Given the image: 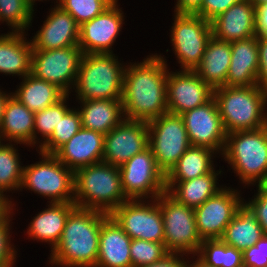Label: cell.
Segmentation results:
<instances>
[{"instance_id": "1", "label": "cell", "mask_w": 267, "mask_h": 267, "mask_svg": "<svg viewBox=\"0 0 267 267\" xmlns=\"http://www.w3.org/2000/svg\"><path fill=\"white\" fill-rule=\"evenodd\" d=\"M166 56L149 54L141 62H128L123 75L121 103L128 120L151 121L168 112Z\"/></svg>"}, {"instance_id": "53", "label": "cell", "mask_w": 267, "mask_h": 267, "mask_svg": "<svg viewBox=\"0 0 267 267\" xmlns=\"http://www.w3.org/2000/svg\"><path fill=\"white\" fill-rule=\"evenodd\" d=\"M255 7L262 6L264 4H267V0H250Z\"/></svg>"}, {"instance_id": "23", "label": "cell", "mask_w": 267, "mask_h": 267, "mask_svg": "<svg viewBox=\"0 0 267 267\" xmlns=\"http://www.w3.org/2000/svg\"><path fill=\"white\" fill-rule=\"evenodd\" d=\"M231 43V63L226 86L249 87L257 85L259 67L257 35Z\"/></svg>"}, {"instance_id": "14", "label": "cell", "mask_w": 267, "mask_h": 267, "mask_svg": "<svg viewBox=\"0 0 267 267\" xmlns=\"http://www.w3.org/2000/svg\"><path fill=\"white\" fill-rule=\"evenodd\" d=\"M237 189V190H236ZM224 186L203 204L194 208L199 236L204 239H220L225 228L244 204L238 188Z\"/></svg>"}, {"instance_id": "49", "label": "cell", "mask_w": 267, "mask_h": 267, "mask_svg": "<svg viewBox=\"0 0 267 267\" xmlns=\"http://www.w3.org/2000/svg\"><path fill=\"white\" fill-rule=\"evenodd\" d=\"M11 95H12V93L10 91L8 93V92L2 90V88H0V126H1V123H2V118H3L5 104L7 102V99Z\"/></svg>"}, {"instance_id": "32", "label": "cell", "mask_w": 267, "mask_h": 267, "mask_svg": "<svg viewBox=\"0 0 267 267\" xmlns=\"http://www.w3.org/2000/svg\"><path fill=\"white\" fill-rule=\"evenodd\" d=\"M264 235L262 227L255 216L243 204L225 228L224 234L220 239L227 245L244 251L255 245Z\"/></svg>"}, {"instance_id": "51", "label": "cell", "mask_w": 267, "mask_h": 267, "mask_svg": "<svg viewBox=\"0 0 267 267\" xmlns=\"http://www.w3.org/2000/svg\"><path fill=\"white\" fill-rule=\"evenodd\" d=\"M12 199H9L3 192L0 191V204H13V210L16 211V203H14L15 201H12Z\"/></svg>"}, {"instance_id": "10", "label": "cell", "mask_w": 267, "mask_h": 267, "mask_svg": "<svg viewBox=\"0 0 267 267\" xmlns=\"http://www.w3.org/2000/svg\"><path fill=\"white\" fill-rule=\"evenodd\" d=\"M147 123L148 147L166 175L191 146L183 119L180 115L167 112Z\"/></svg>"}, {"instance_id": "47", "label": "cell", "mask_w": 267, "mask_h": 267, "mask_svg": "<svg viewBox=\"0 0 267 267\" xmlns=\"http://www.w3.org/2000/svg\"><path fill=\"white\" fill-rule=\"evenodd\" d=\"M203 0H176L174 13H194Z\"/></svg>"}, {"instance_id": "25", "label": "cell", "mask_w": 267, "mask_h": 267, "mask_svg": "<svg viewBox=\"0 0 267 267\" xmlns=\"http://www.w3.org/2000/svg\"><path fill=\"white\" fill-rule=\"evenodd\" d=\"M28 32L0 34V73L17 76L19 80L30 74L33 47Z\"/></svg>"}, {"instance_id": "4", "label": "cell", "mask_w": 267, "mask_h": 267, "mask_svg": "<svg viewBox=\"0 0 267 267\" xmlns=\"http://www.w3.org/2000/svg\"><path fill=\"white\" fill-rule=\"evenodd\" d=\"M127 200L119 167L100 162L74 172V203L78 208L110 215Z\"/></svg>"}, {"instance_id": "52", "label": "cell", "mask_w": 267, "mask_h": 267, "mask_svg": "<svg viewBox=\"0 0 267 267\" xmlns=\"http://www.w3.org/2000/svg\"><path fill=\"white\" fill-rule=\"evenodd\" d=\"M37 1H39V2L42 1V2H43L44 0H27V2H28L34 9H35L34 5H36V2H37ZM45 1H51V0H45ZM53 1H54V0H53ZM55 1H56V2H55ZM55 1H54V4H55V5H58V4L61 2V0H55ZM58 1H59V2H58Z\"/></svg>"}, {"instance_id": "2", "label": "cell", "mask_w": 267, "mask_h": 267, "mask_svg": "<svg viewBox=\"0 0 267 267\" xmlns=\"http://www.w3.org/2000/svg\"><path fill=\"white\" fill-rule=\"evenodd\" d=\"M108 216L76 207L66 220L59 243L49 254L50 267H95L101 225Z\"/></svg>"}, {"instance_id": "46", "label": "cell", "mask_w": 267, "mask_h": 267, "mask_svg": "<svg viewBox=\"0 0 267 267\" xmlns=\"http://www.w3.org/2000/svg\"><path fill=\"white\" fill-rule=\"evenodd\" d=\"M257 35L267 38V4L256 7Z\"/></svg>"}, {"instance_id": "50", "label": "cell", "mask_w": 267, "mask_h": 267, "mask_svg": "<svg viewBox=\"0 0 267 267\" xmlns=\"http://www.w3.org/2000/svg\"><path fill=\"white\" fill-rule=\"evenodd\" d=\"M190 258L188 257V260H187L185 267H210V266L206 265L204 262H202L198 257L196 258L195 255L190 256Z\"/></svg>"}, {"instance_id": "6", "label": "cell", "mask_w": 267, "mask_h": 267, "mask_svg": "<svg viewBox=\"0 0 267 267\" xmlns=\"http://www.w3.org/2000/svg\"><path fill=\"white\" fill-rule=\"evenodd\" d=\"M214 98L226 134L267 126V92L259 86L217 87Z\"/></svg>"}, {"instance_id": "26", "label": "cell", "mask_w": 267, "mask_h": 267, "mask_svg": "<svg viewBox=\"0 0 267 267\" xmlns=\"http://www.w3.org/2000/svg\"><path fill=\"white\" fill-rule=\"evenodd\" d=\"M34 117L35 113L11 95L5 104L0 126L1 141L33 149Z\"/></svg>"}, {"instance_id": "17", "label": "cell", "mask_w": 267, "mask_h": 267, "mask_svg": "<svg viewBox=\"0 0 267 267\" xmlns=\"http://www.w3.org/2000/svg\"><path fill=\"white\" fill-rule=\"evenodd\" d=\"M148 144V123L124 119L104 135L102 162L120 167L148 148Z\"/></svg>"}, {"instance_id": "18", "label": "cell", "mask_w": 267, "mask_h": 267, "mask_svg": "<svg viewBox=\"0 0 267 267\" xmlns=\"http://www.w3.org/2000/svg\"><path fill=\"white\" fill-rule=\"evenodd\" d=\"M166 95L168 113L181 115L210 101L214 89L195 71L176 70L168 71Z\"/></svg>"}, {"instance_id": "28", "label": "cell", "mask_w": 267, "mask_h": 267, "mask_svg": "<svg viewBox=\"0 0 267 267\" xmlns=\"http://www.w3.org/2000/svg\"><path fill=\"white\" fill-rule=\"evenodd\" d=\"M78 104L82 128L87 130L106 135L125 119L121 100H84Z\"/></svg>"}, {"instance_id": "42", "label": "cell", "mask_w": 267, "mask_h": 267, "mask_svg": "<svg viewBox=\"0 0 267 267\" xmlns=\"http://www.w3.org/2000/svg\"><path fill=\"white\" fill-rule=\"evenodd\" d=\"M243 267H267V234L243 251Z\"/></svg>"}, {"instance_id": "30", "label": "cell", "mask_w": 267, "mask_h": 267, "mask_svg": "<svg viewBox=\"0 0 267 267\" xmlns=\"http://www.w3.org/2000/svg\"><path fill=\"white\" fill-rule=\"evenodd\" d=\"M21 80L16 90L11 92L12 96L33 113L56 104L67 95L57 85L38 79L31 74Z\"/></svg>"}, {"instance_id": "39", "label": "cell", "mask_w": 267, "mask_h": 267, "mask_svg": "<svg viewBox=\"0 0 267 267\" xmlns=\"http://www.w3.org/2000/svg\"><path fill=\"white\" fill-rule=\"evenodd\" d=\"M169 252L164 243L131 239L130 258L132 267H141L162 260Z\"/></svg>"}, {"instance_id": "11", "label": "cell", "mask_w": 267, "mask_h": 267, "mask_svg": "<svg viewBox=\"0 0 267 267\" xmlns=\"http://www.w3.org/2000/svg\"><path fill=\"white\" fill-rule=\"evenodd\" d=\"M122 189L129 200L156 199L166 192V175L148 147L119 167Z\"/></svg>"}, {"instance_id": "12", "label": "cell", "mask_w": 267, "mask_h": 267, "mask_svg": "<svg viewBox=\"0 0 267 267\" xmlns=\"http://www.w3.org/2000/svg\"><path fill=\"white\" fill-rule=\"evenodd\" d=\"M110 216L131 239L164 243V224L158 197L127 200Z\"/></svg>"}, {"instance_id": "41", "label": "cell", "mask_w": 267, "mask_h": 267, "mask_svg": "<svg viewBox=\"0 0 267 267\" xmlns=\"http://www.w3.org/2000/svg\"><path fill=\"white\" fill-rule=\"evenodd\" d=\"M15 213L13 212L1 225H0V266L16 259L18 257V249L11 241L12 234V220ZM12 236V237H11ZM12 242V243H11ZM16 248V249H15Z\"/></svg>"}, {"instance_id": "20", "label": "cell", "mask_w": 267, "mask_h": 267, "mask_svg": "<svg viewBox=\"0 0 267 267\" xmlns=\"http://www.w3.org/2000/svg\"><path fill=\"white\" fill-rule=\"evenodd\" d=\"M212 36L233 42L257 35L256 7L250 0H242L211 22Z\"/></svg>"}, {"instance_id": "5", "label": "cell", "mask_w": 267, "mask_h": 267, "mask_svg": "<svg viewBox=\"0 0 267 267\" xmlns=\"http://www.w3.org/2000/svg\"><path fill=\"white\" fill-rule=\"evenodd\" d=\"M126 65L115 53L83 54L72 89L76 102L121 100Z\"/></svg>"}, {"instance_id": "31", "label": "cell", "mask_w": 267, "mask_h": 267, "mask_svg": "<svg viewBox=\"0 0 267 267\" xmlns=\"http://www.w3.org/2000/svg\"><path fill=\"white\" fill-rule=\"evenodd\" d=\"M217 155L210 148L190 146L166 174V181H188L210 173Z\"/></svg>"}, {"instance_id": "21", "label": "cell", "mask_w": 267, "mask_h": 267, "mask_svg": "<svg viewBox=\"0 0 267 267\" xmlns=\"http://www.w3.org/2000/svg\"><path fill=\"white\" fill-rule=\"evenodd\" d=\"M104 135L81 127L54 155L73 172L102 162Z\"/></svg>"}, {"instance_id": "36", "label": "cell", "mask_w": 267, "mask_h": 267, "mask_svg": "<svg viewBox=\"0 0 267 267\" xmlns=\"http://www.w3.org/2000/svg\"><path fill=\"white\" fill-rule=\"evenodd\" d=\"M34 11L27 0H0V23H5L10 32L27 33L34 21Z\"/></svg>"}, {"instance_id": "37", "label": "cell", "mask_w": 267, "mask_h": 267, "mask_svg": "<svg viewBox=\"0 0 267 267\" xmlns=\"http://www.w3.org/2000/svg\"><path fill=\"white\" fill-rule=\"evenodd\" d=\"M82 127L80 114L73 106L55 126L51 136L37 149V151L54 154L62 145L70 140Z\"/></svg>"}, {"instance_id": "35", "label": "cell", "mask_w": 267, "mask_h": 267, "mask_svg": "<svg viewBox=\"0 0 267 267\" xmlns=\"http://www.w3.org/2000/svg\"><path fill=\"white\" fill-rule=\"evenodd\" d=\"M69 96L71 97V95H66L56 104L35 113L33 148L36 147V151L51 136L60 118L72 108L68 102Z\"/></svg>"}, {"instance_id": "29", "label": "cell", "mask_w": 267, "mask_h": 267, "mask_svg": "<svg viewBox=\"0 0 267 267\" xmlns=\"http://www.w3.org/2000/svg\"><path fill=\"white\" fill-rule=\"evenodd\" d=\"M231 63V43L211 37L205 48L196 74L213 89L226 86Z\"/></svg>"}, {"instance_id": "7", "label": "cell", "mask_w": 267, "mask_h": 267, "mask_svg": "<svg viewBox=\"0 0 267 267\" xmlns=\"http://www.w3.org/2000/svg\"><path fill=\"white\" fill-rule=\"evenodd\" d=\"M41 157L30 165H23L19 191L29 190L46 197L47 203L74 202V172L61 163L54 154L37 151Z\"/></svg>"}, {"instance_id": "9", "label": "cell", "mask_w": 267, "mask_h": 267, "mask_svg": "<svg viewBox=\"0 0 267 267\" xmlns=\"http://www.w3.org/2000/svg\"><path fill=\"white\" fill-rule=\"evenodd\" d=\"M172 18L170 43L179 70L194 71L212 37L211 24L195 13H174Z\"/></svg>"}, {"instance_id": "19", "label": "cell", "mask_w": 267, "mask_h": 267, "mask_svg": "<svg viewBox=\"0 0 267 267\" xmlns=\"http://www.w3.org/2000/svg\"><path fill=\"white\" fill-rule=\"evenodd\" d=\"M49 10L40 29L31 37L33 50L78 46L80 25L59 5H54Z\"/></svg>"}, {"instance_id": "43", "label": "cell", "mask_w": 267, "mask_h": 267, "mask_svg": "<svg viewBox=\"0 0 267 267\" xmlns=\"http://www.w3.org/2000/svg\"><path fill=\"white\" fill-rule=\"evenodd\" d=\"M240 1L242 0H203L201 6L194 13L211 22Z\"/></svg>"}, {"instance_id": "27", "label": "cell", "mask_w": 267, "mask_h": 267, "mask_svg": "<svg viewBox=\"0 0 267 267\" xmlns=\"http://www.w3.org/2000/svg\"><path fill=\"white\" fill-rule=\"evenodd\" d=\"M223 173L222 169L215 168L206 175L188 181H166V192L179 203L194 209L224 187L218 182L219 175Z\"/></svg>"}, {"instance_id": "44", "label": "cell", "mask_w": 267, "mask_h": 267, "mask_svg": "<svg viewBox=\"0 0 267 267\" xmlns=\"http://www.w3.org/2000/svg\"><path fill=\"white\" fill-rule=\"evenodd\" d=\"M259 67L257 86L267 92V38L257 35Z\"/></svg>"}, {"instance_id": "38", "label": "cell", "mask_w": 267, "mask_h": 267, "mask_svg": "<svg viewBox=\"0 0 267 267\" xmlns=\"http://www.w3.org/2000/svg\"><path fill=\"white\" fill-rule=\"evenodd\" d=\"M115 0H61L58 4L81 26L101 14Z\"/></svg>"}, {"instance_id": "48", "label": "cell", "mask_w": 267, "mask_h": 267, "mask_svg": "<svg viewBox=\"0 0 267 267\" xmlns=\"http://www.w3.org/2000/svg\"><path fill=\"white\" fill-rule=\"evenodd\" d=\"M13 204H0V225L13 213Z\"/></svg>"}, {"instance_id": "13", "label": "cell", "mask_w": 267, "mask_h": 267, "mask_svg": "<svg viewBox=\"0 0 267 267\" xmlns=\"http://www.w3.org/2000/svg\"><path fill=\"white\" fill-rule=\"evenodd\" d=\"M82 55L79 46L52 50H33L30 74L57 85L67 95H70Z\"/></svg>"}, {"instance_id": "8", "label": "cell", "mask_w": 267, "mask_h": 267, "mask_svg": "<svg viewBox=\"0 0 267 267\" xmlns=\"http://www.w3.org/2000/svg\"><path fill=\"white\" fill-rule=\"evenodd\" d=\"M164 224V244L169 253L196 256L202 239L198 234L194 209L179 203L167 192L158 196Z\"/></svg>"}, {"instance_id": "45", "label": "cell", "mask_w": 267, "mask_h": 267, "mask_svg": "<svg viewBox=\"0 0 267 267\" xmlns=\"http://www.w3.org/2000/svg\"><path fill=\"white\" fill-rule=\"evenodd\" d=\"M188 257L183 253H169L162 260L141 267H185Z\"/></svg>"}, {"instance_id": "40", "label": "cell", "mask_w": 267, "mask_h": 267, "mask_svg": "<svg viewBox=\"0 0 267 267\" xmlns=\"http://www.w3.org/2000/svg\"><path fill=\"white\" fill-rule=\"evenodd\" d=\"M256 189L257 193L249 201L244 198V205L255 216L264 234H267V185L257 186Z\"/></svg>"}, {"instance_id": "33", "label": "cell", "mask_w": 267, "mask_h": 267, "mask_svg": "<svg viewBox=\"0 0 267 267\" xmlns=\"http://www.w3.org/2000/svg\"><path fill=\"white\" fill-rule=\"evenodd\" d=\"M16 145L18 147V143L0 142V191L9 199L10 191L19 192L22 183L23 163Z\"/></svg>"}, {"instance_id": "15", "label": "cell", "mask_w": 267, "mask_h": 267, "mask_svg": "<svg viewBox=\"0 0 267 267\" xmlns=\"http://www.w3.org/2000/svg\"><path fill=\"white\" fill-rule=\"evenodd\" d=\"M183 119L191 146L210 148L221 156L226 132L213 97L207 103L180 115Z\"/></svg>"}, {"instance_id": "22", "label": "cell", "mask_w": 267, "mask_h": 267, "mask_svg": "<svg viewBox=\"0 0 267 267\" xmlns=\"http://www.w3.org/2000/svg\"><path fill=\"white\" fill-rule=\"evenodd\" d=\"M49 204V205H48ZM26 228L27 239L47 243L52 252L59 243L69 214L77 207L74 202L47 203Z\"/></svg>"}, {"instance_id": "54", "label": "cell", "mask_w": 267, "mask_h": 267, "mask_svg": "<svg viewBox=\"0 0 267 267\" xmlns=\"http://www.w3.org/2000/svg\"><path fill=\"white\" fill-rule=\"evenodd\" d=\"M16 260H17V258L12 260V261H10V262H8V263H6V264H4V265H2V266H0V267H14V265L16 264Z\"/></svg>"}, {"instance_id": "24", "label": "cell", "mask_w": 267, "mask_h": 267, "mask_svg": "<svg viewBox=\"0 0 267 267\" xmlns=\"http://www.w3.org/2000/svg\"><path fill=\"white\" fill-rule=\"evenodd\" d=\"M131 238L109 215L101 225L95 267H132Z\"/></svg>"}, {"instance_id": "3", "label": "cell", "mask_w": 267, "mask_h": 267, "mask_svg": "<svg viewBox=\"0 0 267 267\" xmlns=\"http://www.w3.org/2000/svg\"><path fill=\"white\" fill-rule=\"evenodd\" d=\"M221 157L246 188L267 185V126L227 134Z\"/></svg>"}, {"instance_id": "34", "label": "cell", "mask_w": 267, "mask_h": 267, "mask_svg": "<svg viewBox=\"0 0 267 267\" xmlns=\"http://www.w3.org/2000/svg\"><path fill=\"white\" fill-rule=\"evenodd\" d=\"M196 257L210 267H243V251L221 239H204Z\"/></svg>"}, {"instance_id": "16", "label": "cell", "mask_w": 267, "mask_h": 267, "mask_svg": "<svg viewBox=\"0 0 267 267\" xmlns=\"http://www.w3.org/2000/svg\"><path fill=\"white\" fill-rule=\"evenodd\" d=\"M115 0L101 14L80 26L78 46L83 54L114 53L113 45L120 36L125 14Z\"/></svg>"}]
</instances>
